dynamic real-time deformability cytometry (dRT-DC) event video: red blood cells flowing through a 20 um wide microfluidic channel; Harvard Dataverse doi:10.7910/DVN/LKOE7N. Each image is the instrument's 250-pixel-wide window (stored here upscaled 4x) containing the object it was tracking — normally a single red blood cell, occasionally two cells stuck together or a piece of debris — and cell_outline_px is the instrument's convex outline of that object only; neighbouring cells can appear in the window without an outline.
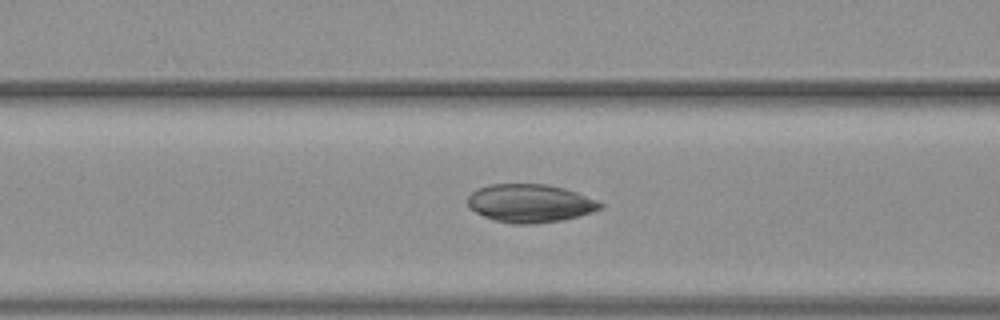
{"species": "common noctule bat (a hibernating species)", "species_latin": "Nyctalus noctula", "temperature_condition": "warm", "stored_images_in_passage": 52, "camera_frame_rate_fps": 3000, "um_per_image_px": 0.085, "animal": {"sex": "female", "body_mass_g": 19.3, "forearm_length_mm": 54.1}, "frame": {"image": 1, "passage_image": 21, "time_ms": 6.667, "image_size_px": [1000, 320], "cell_outline_px": [[604, 208], [580, 216], [560, 220], [532, 224], [512, 224], [492, 220], [468, 208], [468, 196], [476, 188], [492, 184], [544, 184], [564, 188], [576, 192], [596, 200], [604, 204]], "centroid_in_image_um": [45.04, 17.28], "position_along_channel_um": 121.6, "area_um2": 29.65}}
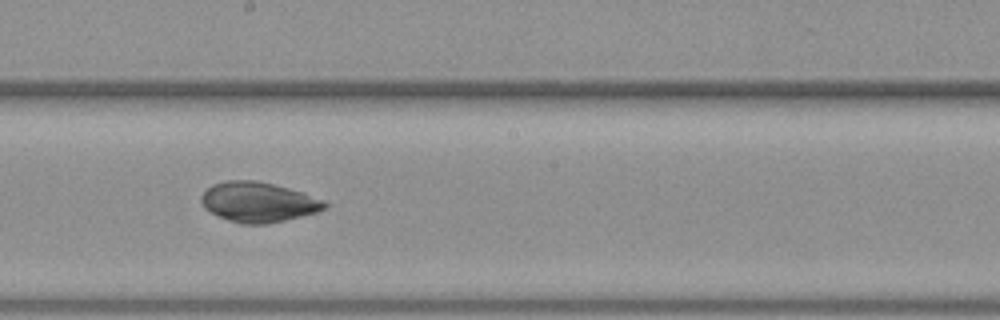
{"frame": {"image": 2, "passage_image": 29, "time_ms": 9.333, "image_size_px": [1000, 320], "cell_outline_px": [[328, 208], [320, 212], [268, 224], [240, 224], [228, 220], [204, 208], [200, 200], [200, 196], [212, 184], [228, 180], [256, 180], [304, 192], [324, 200], [328, 204]], "centroid_in_image_um": [22.0, 17.18], "position_along_channel_um": 226.2, "area_um2": 29.02}}
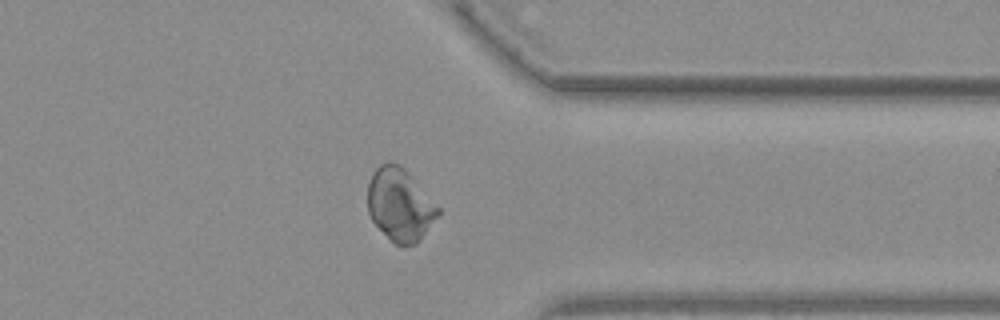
{"frame": {"image": 3, "passage_image": 41, "time_ms": 13.333, "image_size_px": [1000, 320], "cell_outline_px": [[440, 212], [420, 240], [416, 244], [396, 244], [372, 220], [368, 212], [368, 184], [372, 172], [380, 164], [388, 160], [392, 160], [400, 164], [408, 172], [440, 208]], "centroid_in_image_um": [33.98, 17.34], "position_along_channel_um": 377.4, "area_um2": 29.54}}